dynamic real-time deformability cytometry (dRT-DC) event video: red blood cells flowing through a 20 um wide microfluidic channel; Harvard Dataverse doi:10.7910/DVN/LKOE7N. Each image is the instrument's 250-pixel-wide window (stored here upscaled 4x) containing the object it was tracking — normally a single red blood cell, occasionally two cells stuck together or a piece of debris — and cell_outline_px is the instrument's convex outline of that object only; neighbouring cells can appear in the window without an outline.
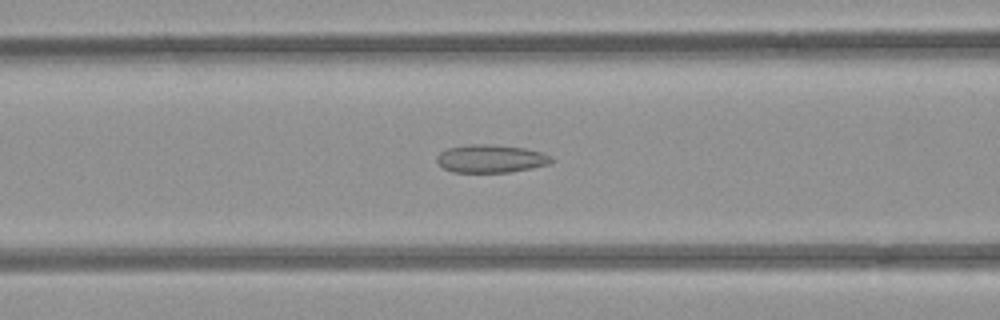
{"species": "common noctule bat (a hibernating species)", "species_latin": "Nyctalus noctula", "temperature_condition": "room temperature", "stored_images_in_passage": 37, "camera_frame_rate_fps": 3000, "um_per_image_px": 0.085, "animal": {"sex": "female", "body_mass_g": 21.9}, "frame": {"image": 1, "passage_image": 6, "time_ms": 1.667, "image_size_px": [1000, 320], "cell_outline_px": [[556, 160], [548, 164], [532, 168], [508, 172], [452, 172], [444, 168], [436, 160], [436, 156], [440, 152], [448, 148], [472, 144], [484, 144], [524, 148], [540, 152], [552, 156]], "centroid_in_image_um": [41.73, 13.49], "position_along_channel_um": 124.9, "area_um2": 18.55}}
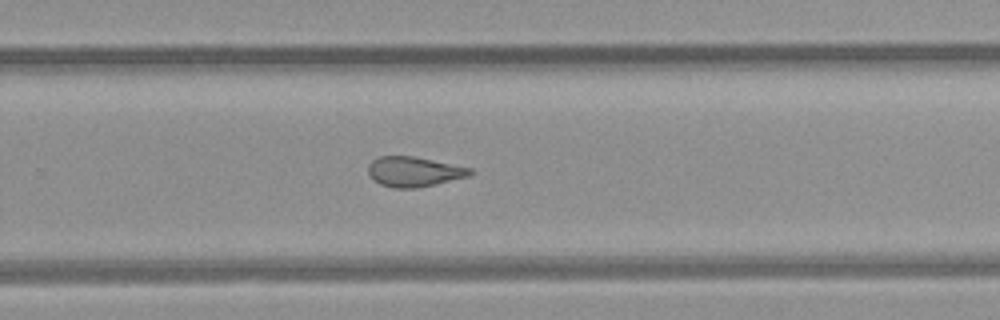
{"frame": {"image": 2, "passage_image": 19, "time_ms": 6.0, "image_size_px": [1000, 320], "cell_outline_px": [[476, 172], [468, 176], [436, 184], [416, 188], [392, 188], [380, 184], [372, 180], [368, 172], [368, 164], [372, 160], [380, 156], [412, 156], [472, 168]], "centroid_in_image_um": [35.17, 14.6], "position_along_channel_um": 294.6, "area_um2": 17.86}}
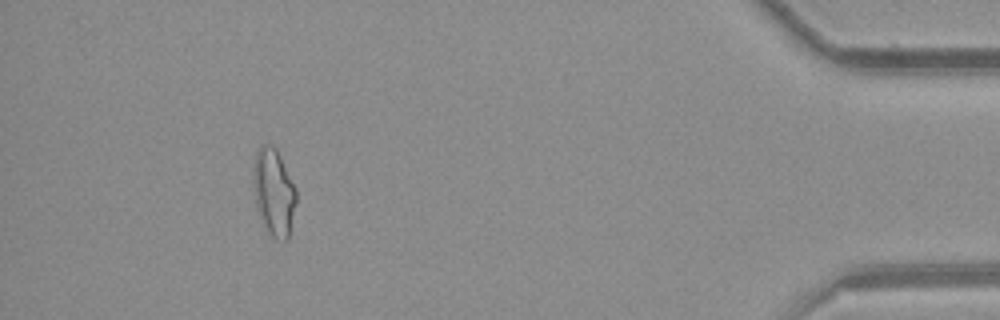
{"frame": {"image": 3, "passage_image": 33, "time_ms": 10.667, "image_size_px": [1000, 320], "cell_outline_px": [[296, 204], [288, 240], [276, 240], [264, 228], [256, 204], [252, 184], [252, 168], [256, 152], [264, 144], [272, 144], [276, 148], [296, 188]], "centroid_in_image_um": [23.26, 16.34], "position_along_channel_um": 411.9, "area_um2": 22.02}, "authors_computed_cell_mechanics": {"area_um2": 18.5538, "velocity_mm_per_s": 3.9284, "shape_relaxation_time_tau1_ms": null, "shape_relaxation_time_tau2_ms": 2.9914, "deformation_change_tau1": null, "deformation_change_tau2": 0.1015}}